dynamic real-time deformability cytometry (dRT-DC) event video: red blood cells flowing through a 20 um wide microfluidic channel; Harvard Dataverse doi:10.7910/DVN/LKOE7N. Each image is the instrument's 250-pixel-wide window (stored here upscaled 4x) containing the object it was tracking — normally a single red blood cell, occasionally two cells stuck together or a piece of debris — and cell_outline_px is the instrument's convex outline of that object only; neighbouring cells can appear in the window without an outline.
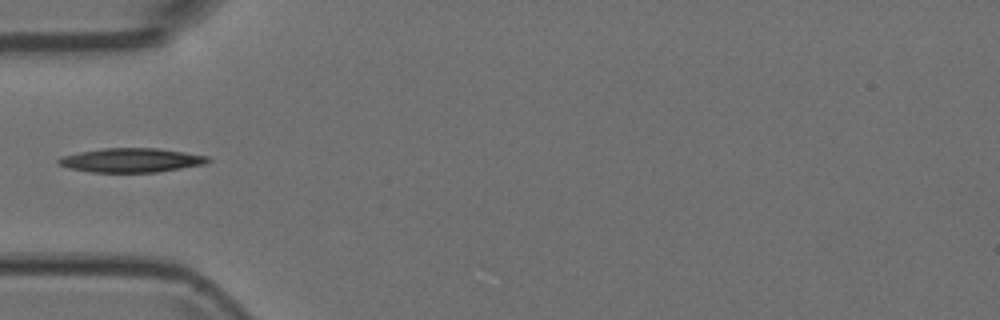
{"species": "Egyptian fruit bat (a non-hibernating species)", "species_latin": "Rousettus aegyptiacus", "temperature_condition": "room temperature", "stored_images_in_passage": 3, "camera_frame_rate_fps": 3000, "um_per_image_px": 0.085, "animal": {"sex": "female"}, "frame": {"image": 1, "passage_image": 1, "time_ms": 0.0, "image_size_px": [1000, 320], "cell_outline_px": [[212, 160], [204, 164], [156, 172], [92, 172], [68, 168], [60, 164], [56, 160], [60, 156], [80, 152], [104, 148], [156, 148], [184, 152], [208, 156]], "centroid_in_image_um": [11.14, 13.61], "position_along_channel_um": 73.9, "area_um2": 20.87}}
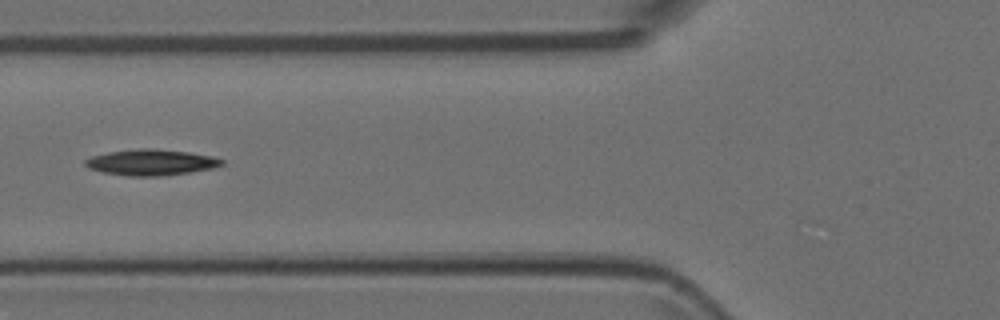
{"frame": {"image": 2, "passage_image": 2, "time_ms": 0.333, "image_size_px": [1000, 320], "cell_outline_px": [[224, 164], [212, 168], [188, 172], [160, 176], [128, 176], [100, 172], [88, 168], [84, 164], [84, 160], [92, 156], [108, 152], [144, 148], [148, 148], [188, 152], [212, 156], [224, 160]], "centroid_in_image_um": [12.81, 13.8], "position_along_channel_um": 113.0, "area_um2": 20.52}}
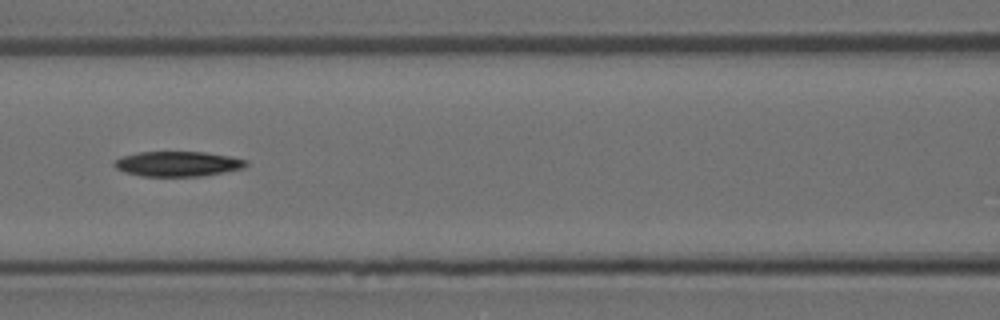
{"frame": {"image": 3, "passage_image": 3, "time_ms": 0.667, "image_size_px": [1000, 320], "cell_outline_px": [[248, 164], [244, 168], [204, 176], [140, 176], [124, 172], [116, 168], [112, 164], [120, 156], [136, 152], [204, 152], [228, 156], [248, 160]], "centroid_in_image_um": [15.09, 13.93], "position_along_channel_um": 151.5, "area_um2": 19.36}}